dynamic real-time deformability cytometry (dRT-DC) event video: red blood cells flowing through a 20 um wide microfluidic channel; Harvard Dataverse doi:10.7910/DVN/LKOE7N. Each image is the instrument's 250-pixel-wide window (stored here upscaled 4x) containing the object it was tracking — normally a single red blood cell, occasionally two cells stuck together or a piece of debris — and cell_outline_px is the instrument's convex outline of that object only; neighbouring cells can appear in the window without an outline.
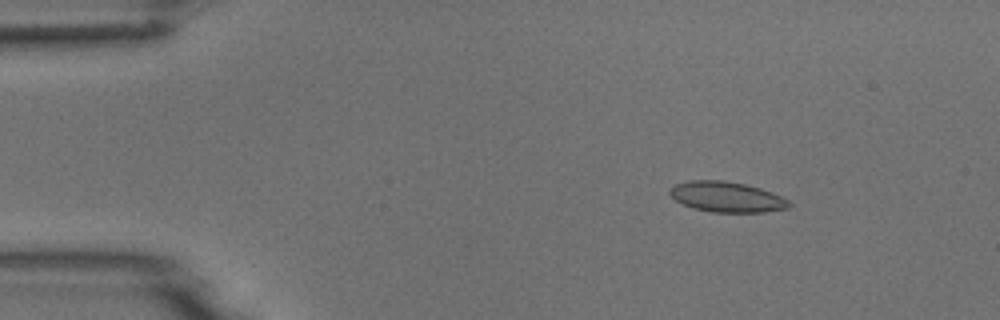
{"species": "common noctule bat (a hibernating species)", "species_latin": "Nyctalus noctula", "temperature_condition": "room temperature", "stored_images_in_passage": 5, "camera_frame_rate_fps": 3000, "um_per_image_px": 0.085, "animal": {"sex": "male", "body_mass_g": 18.8}, "frame": {"image": 1, "passage_image": 3, "time_ms": 2.333, "image_size_px": [1000, 320], "cell_outline_px": [[792, 204], [788, 208], [764, 212], [712, 212], [692, 208], [676, 200], [668, 192], [668, 188], [676, 184], [688, 180], [724, 180], [744, 184], [760, 188], [772, 192], [788, 200]], "centroid_in_image_um": [61.75, 16.73], "position_along_channel_um": 23.2, "area_um2": 21.15}}